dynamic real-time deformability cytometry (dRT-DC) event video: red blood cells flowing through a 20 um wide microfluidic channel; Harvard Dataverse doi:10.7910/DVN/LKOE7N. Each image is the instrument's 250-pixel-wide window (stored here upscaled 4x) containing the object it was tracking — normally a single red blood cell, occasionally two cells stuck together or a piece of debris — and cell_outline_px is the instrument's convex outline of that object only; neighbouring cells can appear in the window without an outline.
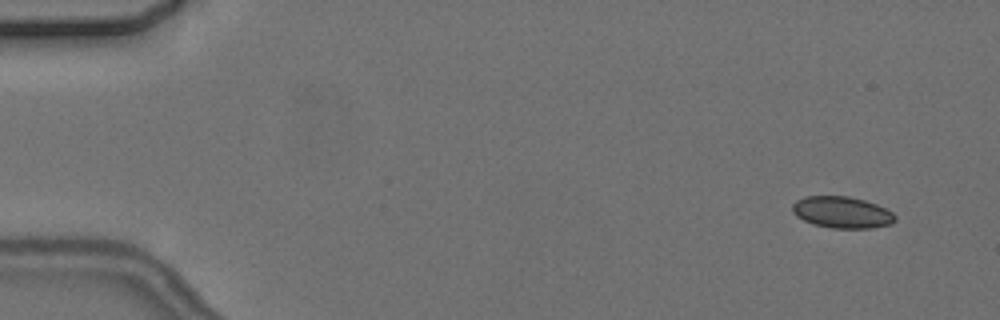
{"species": "common noctule bat (a hibernating species)", "species_latin": "Nyctalus noctula", "temperature_condition": "cold", "stored_images_in_passage": 6, "camera_frame_rate_fps": 3000, "um_per_image_px": 0.085, "animal": {"sex": "female", "body_mass_g": 24.6, "forearm_length_mm": 56.2}, "frame": {"image": 1, "passage_image": 1, "time_ms": 0.0, "image_size_px": [1000, 320], "cell_outline_px": [[896, 220], [892, 224], [872, 228], [832, 228], [816, 224], [804, 220], [796, 216], [792, 212], [792, 204], [796, 200], [804, 196], [848, 196], [864, 200], [876, 204], [892, 212], [896, 216]], "centroid_in_image_um": [71.57, 18.04], "position_along_channel_um": 13.4, "area_um2": 18.9}}
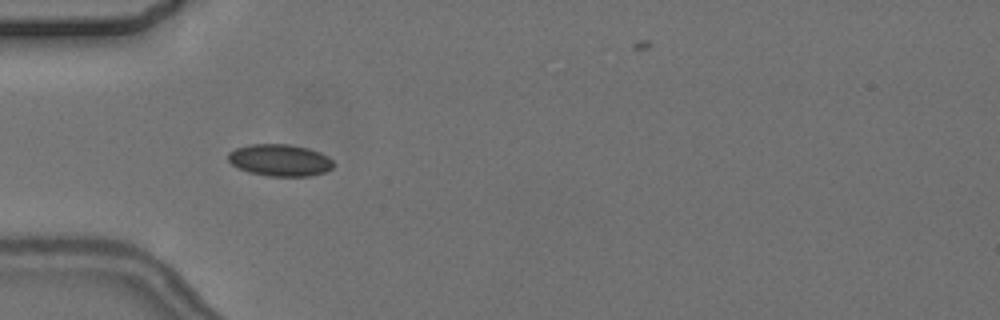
{"frame": {"image": 2, "passage_image": 5, "time_ms": 4.667, "image_size_px": [1000, 320], "cell_outline_px": [[336, 164], [332, 168], [324, 172], [308, 176], [268, 176], [248, 172], [232, 164], [228, 160], [228, 152], [236, 148], [252, 144], [288, 144], [308, 148], [320, 152], [328, 156]], "centroid_in_image_um": [23.81, 13.61], "position_along_channel_um": 61.2, "area_um2": 19.59}}
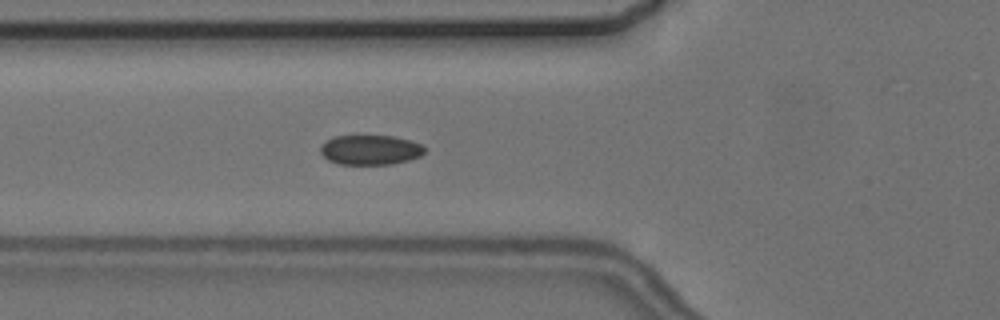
{"frame": {"image": 3, "passage_image": 6, "time_ms": 5.667, "image_size_px": [1000, 320], "cell_outline_px": [[428, 148], [420, 156], [408, 160], [392, 164], [340, 164], [328, 160], [320, 152], [320, 144], [332, 136], [392, 136], [408, 140], [420, 144]], "centroid_in_image_um": [31.45, 12.74], "position_along_channel_um": 94.3, "area_um2": 18.09}}